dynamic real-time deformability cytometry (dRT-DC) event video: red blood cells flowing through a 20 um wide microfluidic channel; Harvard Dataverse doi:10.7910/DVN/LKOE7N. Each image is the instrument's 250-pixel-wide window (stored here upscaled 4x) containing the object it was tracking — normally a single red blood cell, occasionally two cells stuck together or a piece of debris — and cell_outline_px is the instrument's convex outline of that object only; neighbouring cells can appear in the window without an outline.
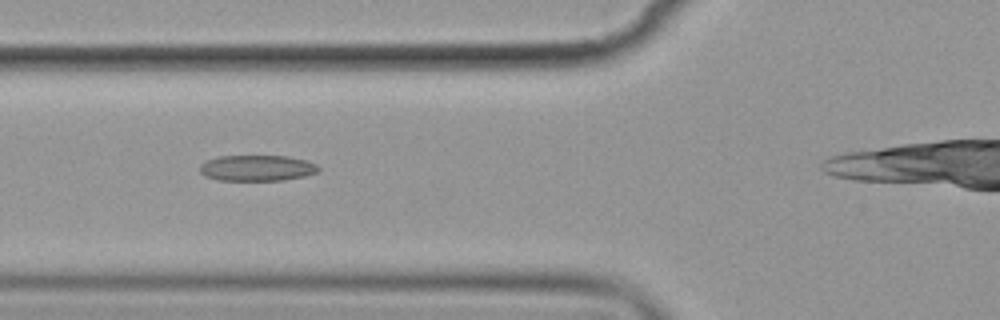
{"species": "common noctule bat (a hibernating species)", "species_latin": "Nyctalus noctula", "temperature_condition": "cold", "stored_images_in_passage": 5, "camera_frame_rate_fps": 3000, "um_per_image_px": 0.085, "animal": {"sex": "female", "body_mass_g": 19.9}, "frame": {"image": 1, "passage_image": 4, "time_ms": 3.667, "image_size_px": [1000, 320], "cell_outline_px": [[320, 172], [304, 176], [284, 180], [216, 180], [204, 176], [200, 172], [200, 164], [208, 160], [220, 156], [288, 156], [308, 160], [316, 164], [320, 168]], "centroid_in_image_um": [21.88, 14.28], "position_along_channel_um": 103.9, "area_um2": 18.03}}
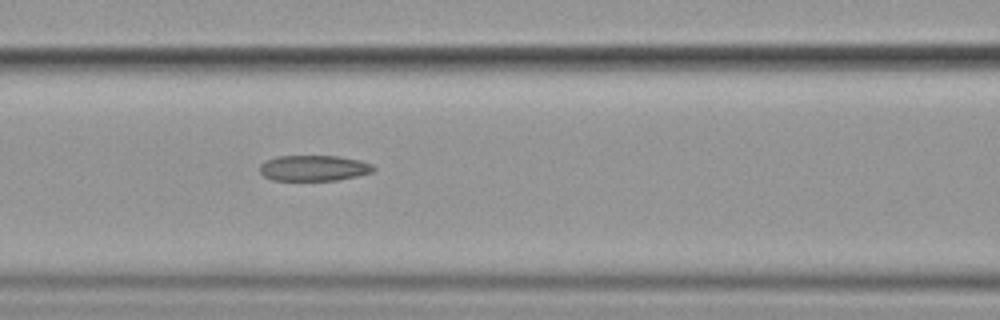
{"frame": {"image": 2, "passage_image": 5, "time_ms": 4.667, "image_size_px": [1000, 320], "cell_outline_px": [[376, 168], [372, 172], [356, 176], [336, 180], [272, 180], [264, 176], [260, 172], [260, 164], [276, 156], [336, 156], [360, 160], [372, 164]], "centroid_in_image_um": [26.67, 14.28], "position_along_channel_um": 139.9, "area_um2": 16.94}}